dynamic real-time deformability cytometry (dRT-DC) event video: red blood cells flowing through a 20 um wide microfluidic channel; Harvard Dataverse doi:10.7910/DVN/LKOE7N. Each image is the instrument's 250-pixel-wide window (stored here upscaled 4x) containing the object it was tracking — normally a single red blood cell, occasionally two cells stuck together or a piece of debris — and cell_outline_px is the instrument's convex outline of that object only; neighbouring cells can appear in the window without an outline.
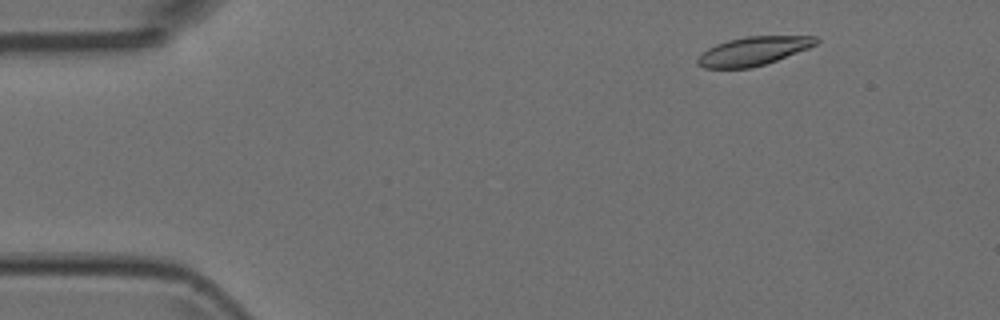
{"species": "Egyptian fruit bat (a non-hibernating species)", "species_latin": "Rousettus aegyptiacus", "temperature_condition": "room temperature", "stored_images_in_passage": 7, "camera_frame_rate_fps": 3000, "um_per_image_px": 0.085, "animal": {"sex": "female"}, "frame": {"image": 1, "passage_image": 2, "time_ms": 0.333, "image_size_px": [1000, 320], "cell_outline_px": [[820, 40], [816, 44], [808, 48], [776, 60], [764, 64], [748, 68], [704, 68], [696, 64], [696, 60], [708, 48], [716, 44], [728, 40], [748, 36], [816, 36]], "centroid_in_image_um": [64.02, 4.33], "position_along_channel_um": 21.0, "area_um2": 19.54}}